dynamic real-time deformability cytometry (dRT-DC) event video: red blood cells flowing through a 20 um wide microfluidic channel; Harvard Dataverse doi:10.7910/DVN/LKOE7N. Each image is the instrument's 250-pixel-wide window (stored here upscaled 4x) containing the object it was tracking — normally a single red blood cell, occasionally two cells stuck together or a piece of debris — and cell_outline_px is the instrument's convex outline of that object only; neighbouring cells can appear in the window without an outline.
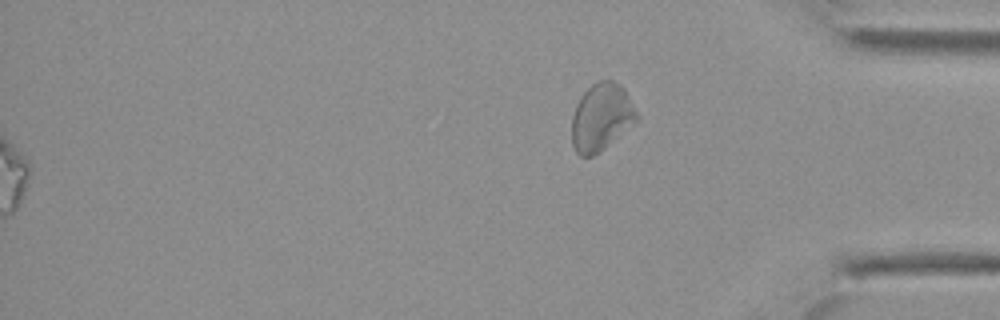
{"species": "Egyptian fruit bat (a non-hibernating species)", "species_latin": "Rousettus aegyptiacus", "temperature_condition": "cold", "stored_images_in_passage": 40, "segment_of_instrument_passage": [2, 2], "camera_frame_rate_fps": 3000, "um_per_image_px": 0.085, "animal": {"sex": "female"}, "frame": {"image": 1, "passage_image": 40, "time_ms": 13.0, "image_size_px": [1000, 320], "cell_outline_px": [[640, 120], [604, 148], [592, 156], [580, 156], [576, 152], [572, 144], [572, 116], [576, 104], [580, 96], [596, 80], [612, 80], [624, 88], [640, 116]], "centroid_in_image_um": [51.13, 9.95], "position_along_channel_um": 384.1, "area_um2": 25.72}}